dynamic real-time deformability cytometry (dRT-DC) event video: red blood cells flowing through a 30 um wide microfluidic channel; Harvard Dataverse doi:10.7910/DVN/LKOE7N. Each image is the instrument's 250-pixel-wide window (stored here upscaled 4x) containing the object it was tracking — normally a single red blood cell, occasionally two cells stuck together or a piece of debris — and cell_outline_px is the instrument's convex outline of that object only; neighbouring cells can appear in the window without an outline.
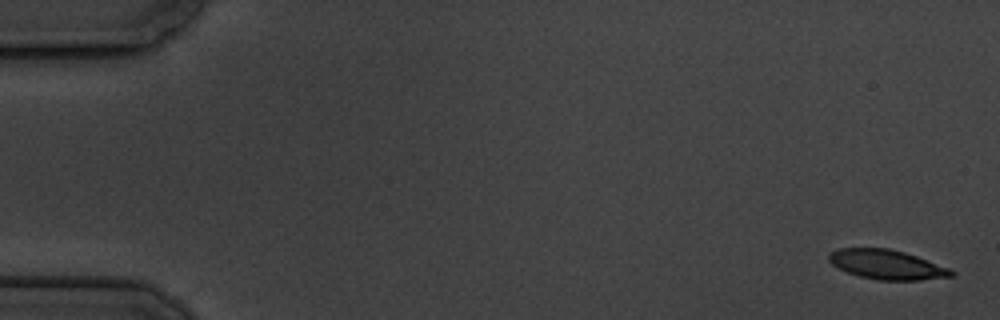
{"species": "common noctule bat (a hibernating species)", "species_latin": "Nyctalus noctula", "temperature_condition": "cold", "stored_images_in_passage": 5, "camera_frame_rate_fps": 3000, "um_per_image_px": 0.085, "animal": {"sex": "male", "body_mass_g": 19.5, "forearm_length_mm": 54.6}, "frame": {"image": 1, "passage_image": 1, "time_ms": 0.0, "image_size_px": [1000, 320], "cell_outline_px": [[956, 272], [952, 276], [920, 280], [876, 280], [860, 276], [848, 272], [832, 264], [828, 260], [828, 256], [832, 252], [840, 248], [888, 248], [904, 252], [952, 268]], "centroid_in_image_um": [75.43, 22.49], "position_along_channel_um": 9.6, "area_um2": 20.98}}
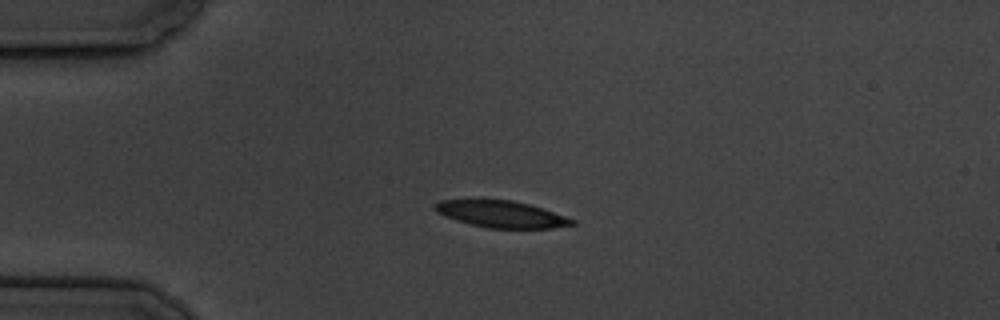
{"frame": {"image": 2, "passage_image": 4, "time_ms": 4.333, "image_size_px": [1000, 320], "cell_outline_px": [[576, 224], [552, 228], [488, 228], [456, 220], [444, 216], [436, 212], [432, 208], [432, 204], [440, 200], [512, 200], [528, 204], [576, 220]], "centroid_in_image_um": [42.56, 18.2], "position_along_channel_um": 42.4, "area_um2": 21.15}}